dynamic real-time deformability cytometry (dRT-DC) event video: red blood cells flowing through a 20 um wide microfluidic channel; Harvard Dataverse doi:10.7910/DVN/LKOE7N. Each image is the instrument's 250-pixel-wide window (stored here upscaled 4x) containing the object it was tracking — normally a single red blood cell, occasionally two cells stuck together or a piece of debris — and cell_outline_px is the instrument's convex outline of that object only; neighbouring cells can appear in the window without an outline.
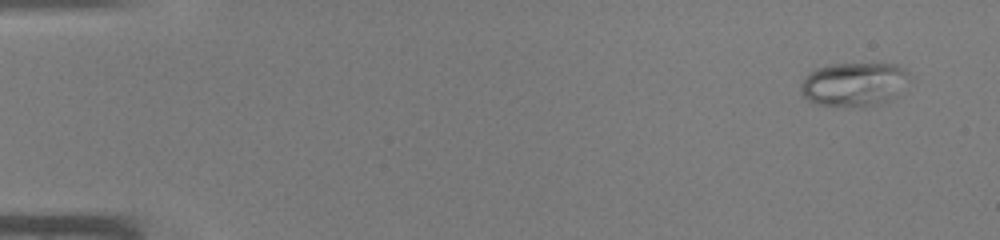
{"species": "common noctule bat (a hibernating species)", "species_latin": "Nyctalus noctula", "temperature_condition": "warm", "stored_images_in_passage": 43, "camera_frame_rate_fps": 3000, "um_per_image_px": 0.085, "animal": {"sex": "male", "body_mass_g": 19.0, "forearm_length_mm": 50.8}, "frame": {"image": 1, "passage_image": 1, "time_ms": 0.0, "image_size_px": [1000, 240], "cell_outline_px": [[908, 76], [892, 96], [888, 100], [876, 104], [816, 104], [808, 100], [800, 92], [800, 84], [804, 76], [816, 68], [828, 64], [896, 64], [904, 68], [908, 72]], "centroid_in_image_um": [72.48, 7.1], "position_along_channel_um": 12.5, "area_um2": 26.59}}
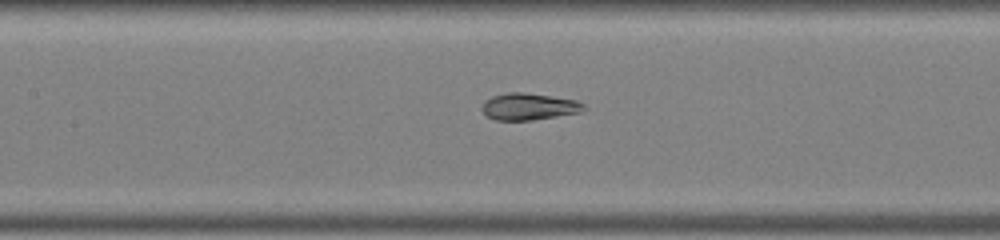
{"frame": {"image": 2, "passage_image": 20, "time_ms": 6.333, "image_size_px": [1000, 240], "cell_outline_px": [[588, 108], [580, 112], [532, 120], [496, 120], [488, 116], [480, 108], [484, 100], [492, 96], [508, 92], [524, 92], [576, 100], [584, 104]], "centroid_in_image_um": [44.94, 9.05], "position_along_channel_um": 162.5, "area_um2": 15.9}}
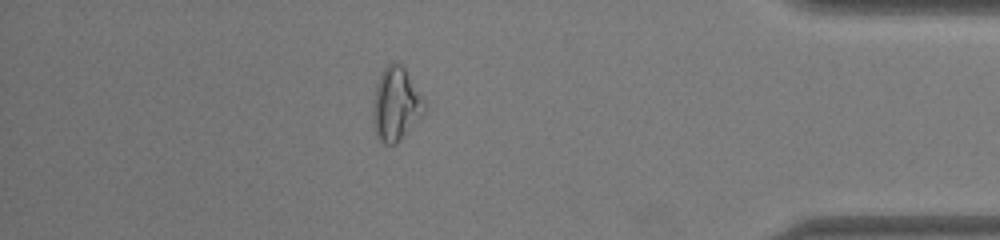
{"frame": {"image": 3, "passage_image": 38, "time_ms": 12.333, "image_size_px": [1000, 240], "cell_outline_px": [[424, 116], [396, 144], [384, 144], [376, 136], [372, 120], [372, 100], [376, 84], [384, 68], [388, 64], [396, 60], [404, 68], [420, 92], [424, 100]], "centroid_in_image_um": [33.64, 8.88], "position_along_channel_um": 401.6, "area_um2": 22.31}}